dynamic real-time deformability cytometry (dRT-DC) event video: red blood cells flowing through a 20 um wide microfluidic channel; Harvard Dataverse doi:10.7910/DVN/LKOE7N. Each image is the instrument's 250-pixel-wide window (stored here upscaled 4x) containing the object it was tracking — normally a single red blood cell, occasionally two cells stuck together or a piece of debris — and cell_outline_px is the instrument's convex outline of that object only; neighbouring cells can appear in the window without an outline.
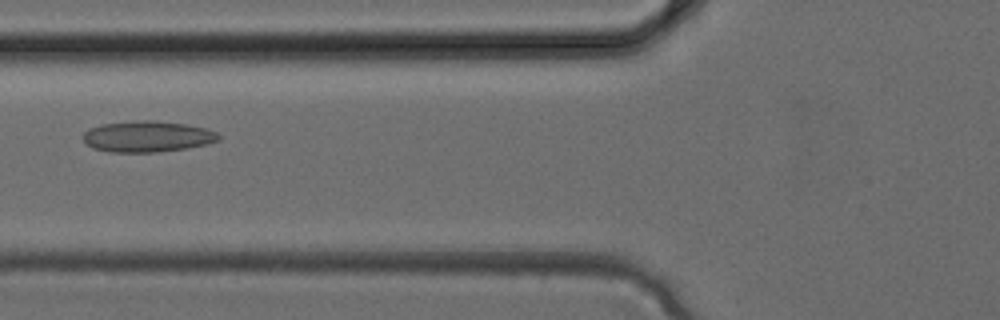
{"species": "common noctule bat (a hibernating species)", "species_latin": "Nyctalus noctula", "temperature_condition": "cold", "stored_images_in_passage": 5, "camera_frame_rate_fps": 3000, "um_per_image_px": 0.085, "animal": {"sex": "female", "body_mass_g": 24.6, "forearm_length_mm": 56.2}, "frame": {"image": 1, "passage_image": 5, "time_ms": 1.333, "image_size_px": [1000, 320], "cell_outline_px": [[220, 140], [208, 144], [184, 148], [156, 152], [108, 152], [92, 148], [84, 144], [84, 132], [88, 128], [100, 124], [144, 120], [152, 120], [184, 124], [204, 128], [216, 132], [220, 136]], "centroid_in_image_um": [12.48, 11.61], "position_along_channel_um": 113.3, "area_um2": 24.51}}